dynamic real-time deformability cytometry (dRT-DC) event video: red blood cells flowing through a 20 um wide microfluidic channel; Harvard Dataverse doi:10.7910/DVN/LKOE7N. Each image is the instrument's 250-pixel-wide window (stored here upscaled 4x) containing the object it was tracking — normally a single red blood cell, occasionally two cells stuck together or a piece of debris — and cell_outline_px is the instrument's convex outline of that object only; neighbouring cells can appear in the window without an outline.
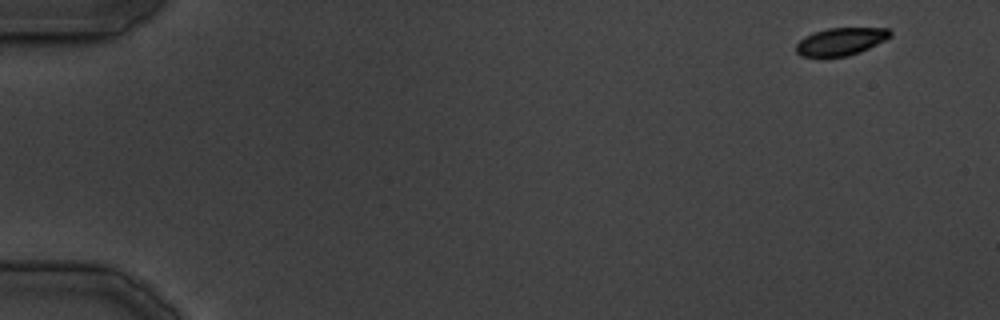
{"species": "common noctule bat (a hibernating species)", "species_latin": "Nyctalus noctula", "temperature_condition": "cold", "stored_images_in_passage": 6, "camera_frame_rate_fps": 3000, "um_per_image_px": 0.085, "animal": {"sex": "male", "body_mass_g": 19.5, "forearm_length_mm": 54.6}, "frame": {"image": 1, "passage_image": 1, "time_ms": 0.0, "image_size_px": [1000, 320], "cell_outline_px": [[892, 36], [860, 52], [848, 56], [800, 56], [796, 52], [796, 44], [804, 36], [812, 32], [828, 28], [888, 28], [892, 32]], "centroid_in_image_um": [71.45, 3.51], "position_along_channel_um": 13.5, "area_um2": 15.09}}